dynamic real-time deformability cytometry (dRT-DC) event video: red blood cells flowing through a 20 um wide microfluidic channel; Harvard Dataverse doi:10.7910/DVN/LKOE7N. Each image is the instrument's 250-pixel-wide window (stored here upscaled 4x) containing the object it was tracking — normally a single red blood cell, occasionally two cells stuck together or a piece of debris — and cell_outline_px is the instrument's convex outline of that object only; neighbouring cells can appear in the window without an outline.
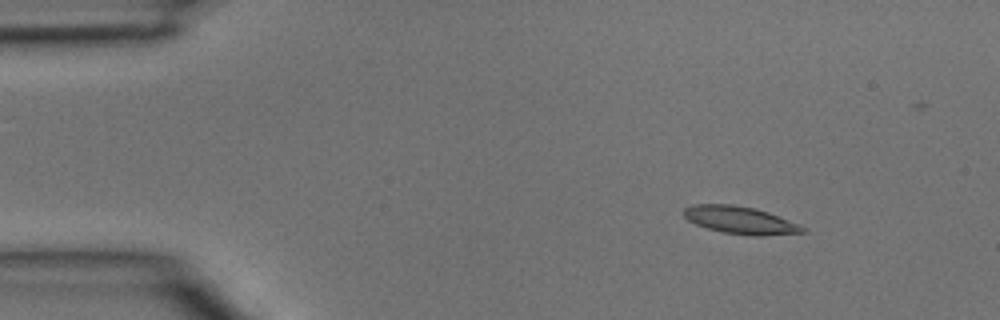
{"species": "common noctule bat (a hibernating species)", "species_latin": "Nyctalus noctula", "temperature_condition": "room temperature", "stored_images_in_passage": 3, "camera_frame_rate_fps": 3000, "um_per_image_px": 0.085, "animal": {"sex": "male", "body_mass_g": 15.6}, "frame": {"image": 1, "passage_image": 1, "time_ms": 0.0, "image_size_px": [1000, 320], "cell_outline_px": [[808, 232], [764, 236], [752, 236], [724, 232], [708, 228], [696, 224], [688, 220], [684, 216], [684, 208], [692, 204], [732, 204], [756, 208], [768, 212], [800, 224]], "centroid_in_image_um": [62.95, 18.71], "position_along_channel_um": 22.1, "area_um2": 19.13}}
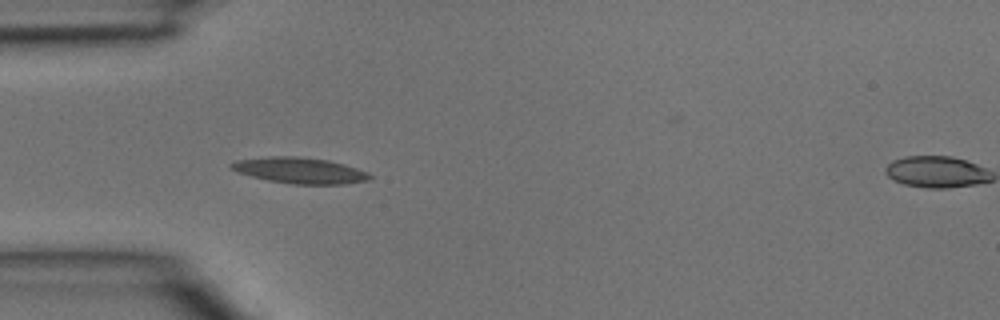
{"frame": {"image": 2, "passage_image": 3, "time_ms": 0.667, "image_size_px": [1000, 320], "cell_outline_px": [[372, 176], [368, 180], [344, 184], [292, 184], [268, 180], [236, 172], [228, 168], [228, 164], [236, 160], [268, 156], [296, 156], [328, 160], [344, 164], [368, 172]], "centroid_in_image_um": [25.43, 14.48], "position_along_channel_um": 59.6, "area_um2": 21.04}}